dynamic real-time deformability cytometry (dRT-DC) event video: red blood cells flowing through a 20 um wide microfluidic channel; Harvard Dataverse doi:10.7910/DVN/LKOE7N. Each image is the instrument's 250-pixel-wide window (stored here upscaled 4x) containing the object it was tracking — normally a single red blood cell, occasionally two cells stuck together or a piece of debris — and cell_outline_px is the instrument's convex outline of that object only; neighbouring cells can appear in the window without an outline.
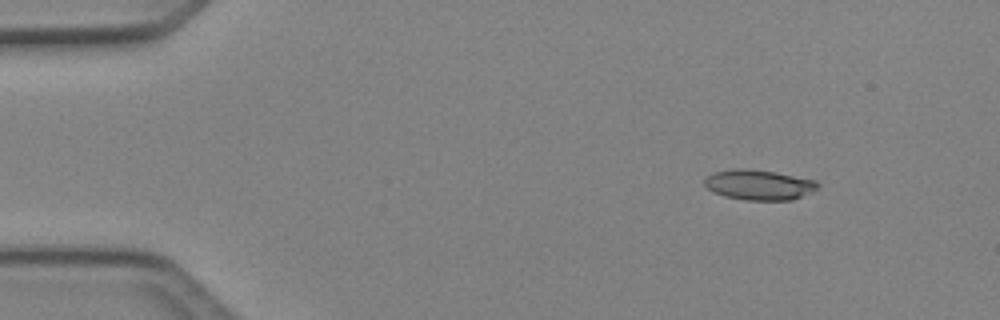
{"species": "Egyptian fruit bat (a non-hibernating species)", "species_latin": "Rousettus aegyptiacus", "temperature_condition": "cold", "stored_images_in_passage": 7, "camera_frame_rate_fps": 3000, "um_per_image_px": 0.085, "animal": {"sex": "female"}, "frame": {"image": 1, "passage_image": 1, "time_ms": 0.0, "image_size_px": [1000, 320], "cell_outline_px": [[820, 184], [812, 192], [792, 200], [748, 200], [724, 196], [708, 188], [704, 184], [704, 180], [708, 176], [716, 172], [736, 168], [740, 168], [776, 172], [816, 180]], "centroid_in_image_um": [64.55, 15.71], "position_along_channel_um": 20.4, "area_um2": 19.71}}
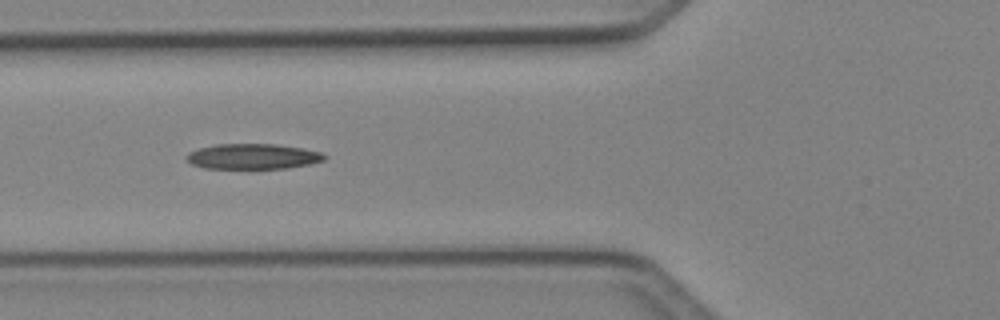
{"frame": {"image": 2, "passage_image": 5, "time_ms": 1.333, "image_size_px": [1000, 320], "cell_outline_px": [[324, 160], [308, 164], [288, 168], [204, 168], [192, 164], [184, 156], [188, 152], [200, 148], [216, 144], [276, 144], [300, 148], [320, 152], [324, 156]], "centroid_in_image_um": [21.44, 13.29], "position_along_channel_um": 104.4, "area_um2": 20.11}}
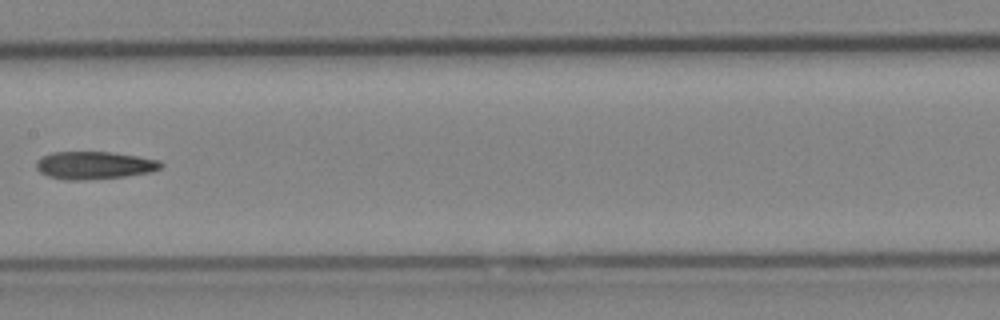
{"frame": {"image": 3, "passage_image": 7, "time_ms": 2.0, "image_size_px": [1000, 320], "cell_outline_px": [[164, 164], [160, 168], [152, 172], [124, 176], [84, 180], [64, 180], [48, 176], [40, 172], [36, 168], [36, 160], [52, 152], [112, 152], [160, 160]], "centroid_in_image_um": [8.01, 14.05], "position_along_channel_um": 199.4, "area_um2": 20.11}}